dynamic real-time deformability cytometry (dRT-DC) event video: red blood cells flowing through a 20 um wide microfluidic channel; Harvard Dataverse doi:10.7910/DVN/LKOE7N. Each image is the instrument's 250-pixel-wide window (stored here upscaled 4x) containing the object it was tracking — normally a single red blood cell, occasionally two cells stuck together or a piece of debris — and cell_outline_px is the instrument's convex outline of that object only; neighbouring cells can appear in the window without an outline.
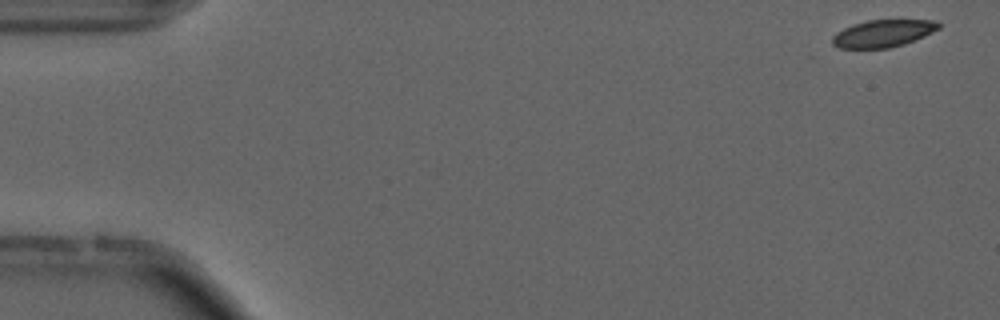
{"species": "common noctule bat (a hibernating species)", "species_latin": "Nyctalus noctula", "temperature_condition": "cold", "stored_images_in_passage": 10, "camera_frame_rate_fps": 3000, "um_per_image_px": 0.085, "animal": {"sex": "male", "forearm_length_mm": 52.5}, "frame": {"image": 1, "passage_image": 1, "time_ms": 0.0, "image_size_px": [1000, 320], "cell_outline_px": [[940, 28], [924, 36], [904, 44], [888, 48], [840, 48], [832, 44], [832, 36], [836, 32], [852, 24], [868, 20], [936, 20], [940, 24]], "centroid_in_image_um": [75.04, 2.83], "position_along_channel_um": 10.0, "area_um2": 16.88}}